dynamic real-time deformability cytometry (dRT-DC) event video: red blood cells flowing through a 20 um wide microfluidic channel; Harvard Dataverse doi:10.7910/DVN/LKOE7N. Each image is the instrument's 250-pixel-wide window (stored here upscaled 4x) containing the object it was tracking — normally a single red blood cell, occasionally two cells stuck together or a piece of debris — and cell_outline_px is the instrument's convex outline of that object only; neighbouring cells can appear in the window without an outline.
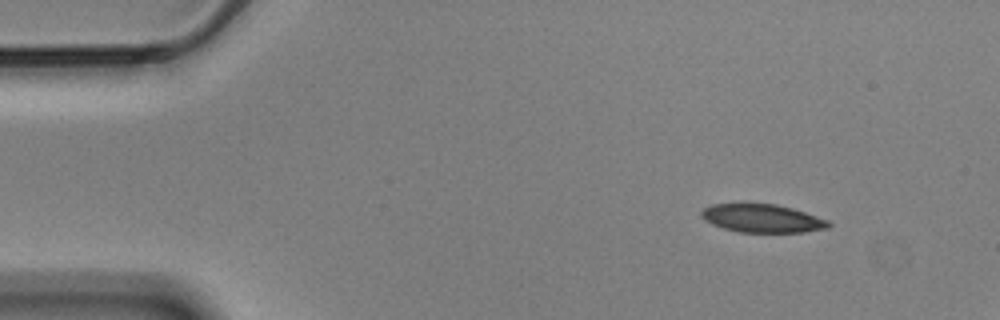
{"species": "Egyptian fruit bat (a non-hibernating species)", "species_latin": "Rousettus aegyptiacus", "temperature_condition": "cold", "stored_images_in_passage": 9, "camera_frame_rate_fps": 3000, "um_per_image_px": 0.085, "animal": {"sex": "male"}, "frame": {"image": 1, "passage_image": 1, "time_ms": 0.0, "image_size_px": [1000, 320], "cell_outline_px": [[832, 224], [828, 228], [804, 232], [740, 232], [724, 228], [712, 224], [704, 220], [700, 216], [700, 212], [704, 208], [712, 204], [776, 204], [792, 208], [828, 220]], "centroid_in_image_um": [64.78, 18.56], "position_along_channel_um": 20.2, "area_um2": 20.81}}